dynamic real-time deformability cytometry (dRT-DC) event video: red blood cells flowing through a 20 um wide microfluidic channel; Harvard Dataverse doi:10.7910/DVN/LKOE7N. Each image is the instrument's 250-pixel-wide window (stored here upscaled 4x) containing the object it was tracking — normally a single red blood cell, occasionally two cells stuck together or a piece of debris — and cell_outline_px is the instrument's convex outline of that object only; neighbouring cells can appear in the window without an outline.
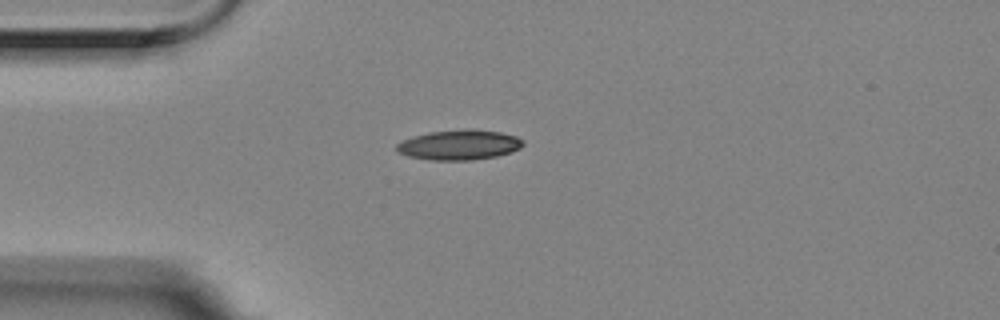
{"species": "Egyptian fruit bat (a non-hibernating species)", "species_latin": "Rousettus aegyptiacus", "temperature_condition": "room temperature", "stored_images_in_passage": 4, "camera_frame_rate_fps": 3000, "um_per_image_px": 0.085, "animal": {"sex": "female"}, "frame": {"image": 1, "passage_image": 4, "time_ms": 1.0, "image_size_px": [1000, 320], "cell_outline_px": [[524, 144], [520, 148], [512, 152], [496, 156], [472, 160], [432, 160], [408, 156], [400, 152], [396, 148], [396, 144], [404, 140], [416, 136], [432, 132], [472, 128], [500, 132], [516, 136], [524, 140]], "centroid_in_image_um": [39.1, 12.31], "position_along_channel_um": 45.9, "area_um2": 21.96}}